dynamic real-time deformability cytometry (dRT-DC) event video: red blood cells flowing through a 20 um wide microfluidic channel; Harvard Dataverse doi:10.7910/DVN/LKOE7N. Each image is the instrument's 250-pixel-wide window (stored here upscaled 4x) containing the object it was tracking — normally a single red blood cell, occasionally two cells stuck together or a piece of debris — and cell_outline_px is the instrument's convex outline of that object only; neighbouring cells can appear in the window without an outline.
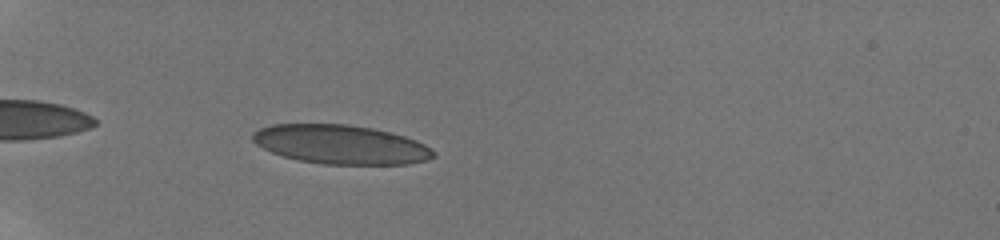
{"species": "human", "species_latin": "Homo sapiens", "temperature_condition": "room temperature", "stored_images_in_passage": 40, "camera_frame_rate_fps": 3000, "um_per_image_px": 0.085, "donor": {"sex": "male"}, "frame": {"image": 1, "passage_image": 4, "time_ms": 1.0, "image_size_px": [1000, 240], "cell_outline_px": [[436, 156], [428, 160], [408, 164], [324, 164], [300, 160], [284, 156], [272, 152], [256, 144], [252, 140], [252, 132], [260, 128], [272, 124], [348, 124], [372, 128], [392, 132], [416, 140], [432, 148], [436, 152]], "centroid_in_image_um": [29.0, 12.27], "position_along_channel_um": 56.0, "area_um2": 41.27}}
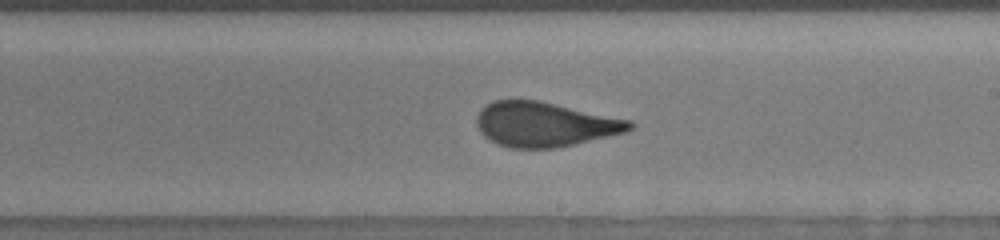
{"frame": {"image": 2, "passage_image": 23, "time_ms": 6.667, "image_size_px": [1000, 240], "cell_outline_px": [[636, 124], [628, 132], [576, 144], [552, 148], [508, 148], [496, 144], [484, 136], [480, 132], [476, 124], [476, 116], [492, 100], [536, 100], [632, 120]], "centroid_in_image_um": [46.32, 10.58], "position_along_channel_um": 242.7, "area_um2": 39.88}}
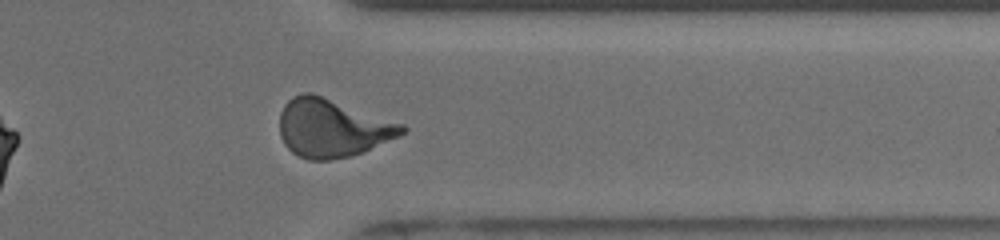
{"frame": {"image": 3, "passage_image": 35, "time_ms": 10.333, "image_size_px": [1000, 240], "cell_outline_px": [[408, 128], [404, 132], [364, 152], [348, 156], [328, 160], [308, 160], [292, 152], [284, 144], [280, 136], [280, 112], [284, 104], [292, 96], [300, 92], [312, 92], [404, 124]], "centroid_in_image_um": [28.2, 10.86], "position_along_channel_um": 383.2, "area_um2": 41.44}, "authors_computed_cell_mechanics": {"area_um2": 40.4311, "velocity_mm_per_s": 3.8389, "shape_relaxation_time_tau1_ms": 9.5304, "shape_relaxation_time_tau2_ms": null, "deformation_change_tau1": 0.2792, "deformation_change_tau2": null}}